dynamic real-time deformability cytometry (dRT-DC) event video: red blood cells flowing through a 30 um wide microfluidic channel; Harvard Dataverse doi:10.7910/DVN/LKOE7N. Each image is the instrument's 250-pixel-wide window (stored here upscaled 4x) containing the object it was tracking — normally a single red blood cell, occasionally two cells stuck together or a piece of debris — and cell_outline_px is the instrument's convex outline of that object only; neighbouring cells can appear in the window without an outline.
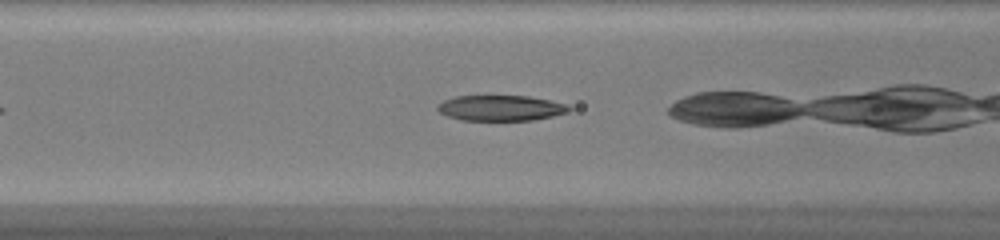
{"species": "common noctule bat (a hibernating species)", "species_latin": "Nyctalus noctula", "temperature_condition": "warm", "stored_images_in_passage": 36, "camera_frame_rate_fps": 3000, "um_per_image_px": 0.085, "animal": {"sex": "female", "body_mass_g": 20.0, "forearm_length_mm": 54.0}, "frame": {"image": 1, "passage_image": 10, "time_ms": 3.0, "image_size_px": [1000, 240], "cell_outline_px": [[572, 108], [568, 112], [552, 116], [532, 120], [460, 120], [448, 116], [440, 112], [436, 108], [436, 104], [444, 100], [456, 96], [528, 96], [568, 104]], "centroid_in_image_um": [42.55, 9.18], "position_along_channel_um": 124.1, "area_um2": 19.54}}
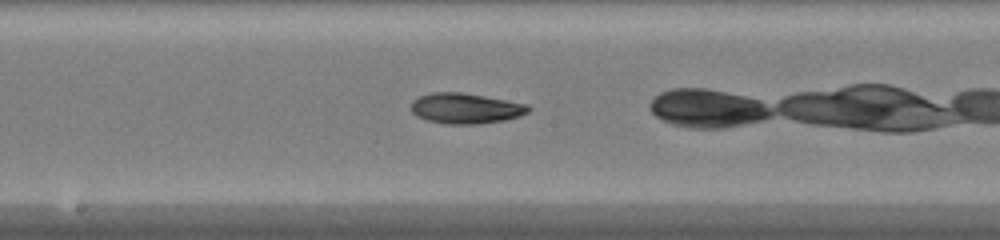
{"frame": {"image": 2, "passage_image": 16, "time_ms": 5.0, "image_size_px": [1000, 240], "cell_outline_px": [[532, 108], [528, 112], [520, 116], [504, 120], [480, 124], [444, 124], [428, 120], [416, 116], [412, 112], [412, 100], [420, 96], [432, 92], [460, 92], [484, 96], [528, 104]], "centroid_in_image_um": [39.59, 9.21], "position_along_channel_um": 208.6, "area_um2": 20.87}}
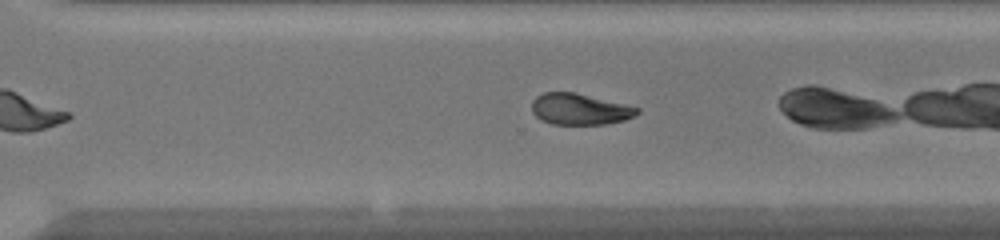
{"frame": {"image": 3, "passage_image": 24, "time_ms": 7.667, "image_size_px": [1000, 240], "cell_outline_px": [[640, 112], [636, 116], [624, 120], [604, 124], [552, 124], [540, 120], [532, 112], [532, 100], [536, 96], [544, 92], [576, 92], [640, 108]], "centroid_in_image_um": [49.27, 9.27], "position_along_channel_um": 321.3, "area_um2": 19.25}, "authors_computed_cell_mechanics": {"area_um2": 20.2589, "velocity_mm_per_s": 4.2331, "shape_relaxation_time_tau1_ms": 3.04, "shape_relaxation_time_tau2_ms": 2.056, "deformation_change_tau1": 0.1593, "deformation_change_tau2": 0.079}}